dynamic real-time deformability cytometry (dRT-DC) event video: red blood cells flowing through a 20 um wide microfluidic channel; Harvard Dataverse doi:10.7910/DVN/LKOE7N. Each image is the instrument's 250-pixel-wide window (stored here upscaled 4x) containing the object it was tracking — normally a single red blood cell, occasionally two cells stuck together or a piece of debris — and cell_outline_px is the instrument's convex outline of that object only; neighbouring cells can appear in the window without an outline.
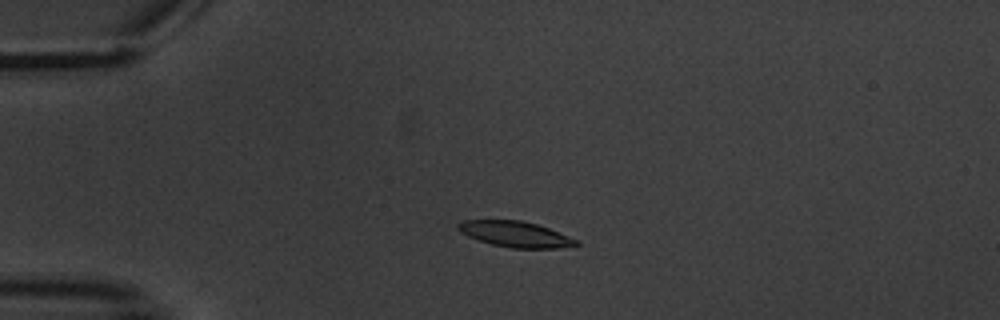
{"species": "common noctule bat (a hibernating species)", "species_latin": "Nyctalus noctula", "temperature_condition": "warm", "stored_images_in_passage": 4, "camera_frame_rate_fps": 3000, "um_per_image_px": 0.085, "animal": {"sex": "male", "body_mass_g": 20.1, "forearm_length_mm": 53.5}, "frame": {"image": 1, "passage_image": 3, "time_ms": 2.667, "image_size_px": [1000, 320], "cell_outline_px": [[580, 244], [556, 248], [512, 248], [492, 244], [468, 236], [460, 232], [456, 228], [456, 224], [460, 220], [520, 220], [536, 224], [548, 228], [568, 236], [576, 240]], "centroid_in_image_um": [43.74, 19.89], "position_along_channel_um": 41.3, "area_um2": 17.51}}
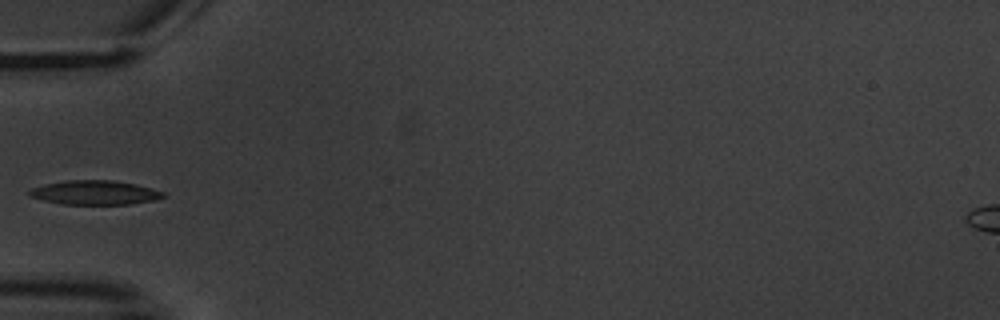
{"frame": {"image": 2, "passage_image": 4, "time_ms": 4.667, "image_size_px": [1000, 320], "cell_outline_px": [[168, 196], [152, 200], [128, 204], [64, 204], [44, 200], [32, 196], [28, 192], [32, 188], [44, 184], [68, 180], [112, 180], [136, 184], [164, 192]], "centroid_in_image_um": [8.09, 16.36], "position_along_channel_um": 76.9, "area_um2": 18.61}}